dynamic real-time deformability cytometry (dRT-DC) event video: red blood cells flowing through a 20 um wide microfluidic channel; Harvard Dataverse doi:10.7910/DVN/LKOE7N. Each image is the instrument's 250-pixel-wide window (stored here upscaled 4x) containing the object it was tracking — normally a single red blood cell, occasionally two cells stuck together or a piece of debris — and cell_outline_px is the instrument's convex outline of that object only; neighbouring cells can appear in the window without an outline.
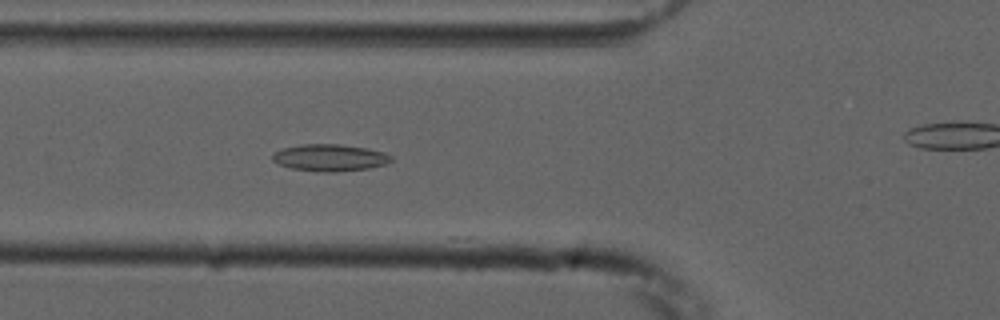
{"species": "common noctule bat (a hibernating species)", "species_latin": "Nyctalus noctula", "temperature_condition": "cold", "stored_images_in_passage": 43, "camera_frame_rate_fps": 3000, "um_per_image_px": 0.085, "animal": {"sex": "male", "forearm_length_mm": 52.5}, "frame": {"image": 1, "passage_image": 7, "time_ms": 2.0, "image_size_px": [1000, 320], "cell_outline_px": [[392, 160], [384, 164], [368, 168], [336, 172], [316, 172], [292, 168], [280, 164], [272, 160], [272, 156], [276, 152], [284, 148], [300, 144], [340, 144], [368, 148], [384, 152], [392, 156]], "centroid_in_image_um": [28.05, 13.4], "position_along_channel_um": 97.7, "area_um2": 18.55}}
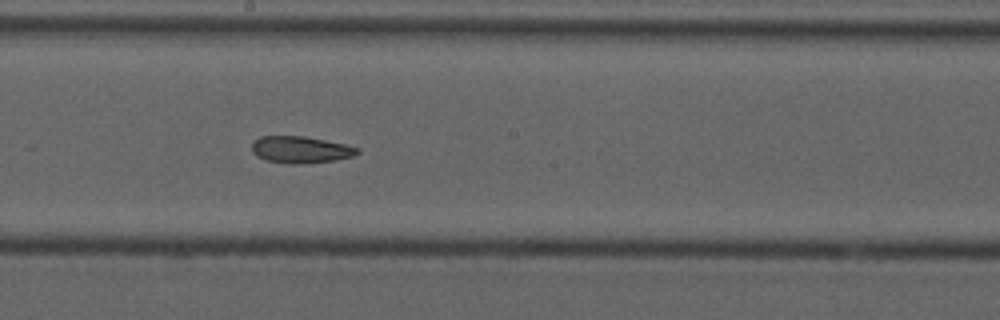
{"frame": {"image": 2, "passage_image": 17, "time_ms": 5.333, "image_size_px": [1000, 320], "cell_outline_px": [[360, 152], [352, 156], [336, 160], [296, 164], [288, 164], [264, 160], [256, 156], [252, 152], [252, 144], [260, 136], [304, 136], [344, 144], [360, 148]], "centroid_in_image_um": [25.53, 12.73], "position_along_channel_um": 222.7, "area_um2": 16.47}}
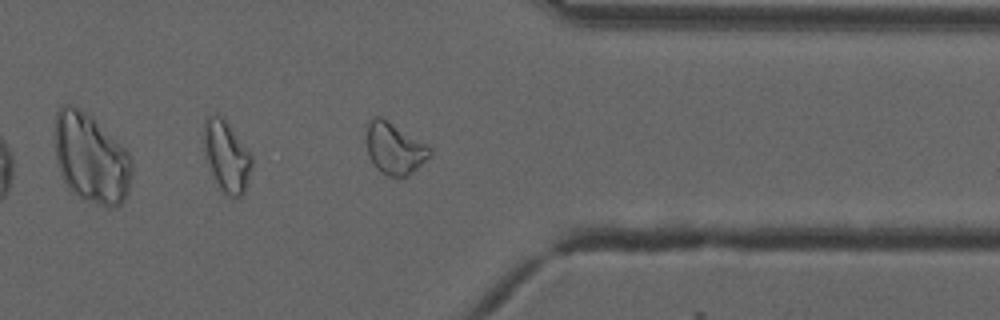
{"frame": {"image": 3, "passage_image": 30, "time_ms": 9.667, "image_size_px": [1000, 320], "cell_outline_px": [[432, 152], [408, 176], [388, 176], [380, 172], [376, 168], [368, 152], [368, 124], [376, 116], [380, 116], [388, 120], [428, 144], [432, 148]], "centroid_in_image_um": [33.56, 12.61], "position_along_channel_um": 377.8, "area_um2": 18.61}, "authors_computed_cell_mechanics": {"area_um2": 18.207, "velocity_mm_per_s": 3.7375, "shape_relaxation_time_tau1_ms": null, "shape_relaxation_time_tau2_ms": 4.3458, "deformation_change_tau1": null, "deformation_change_tau2": 0.1121}}